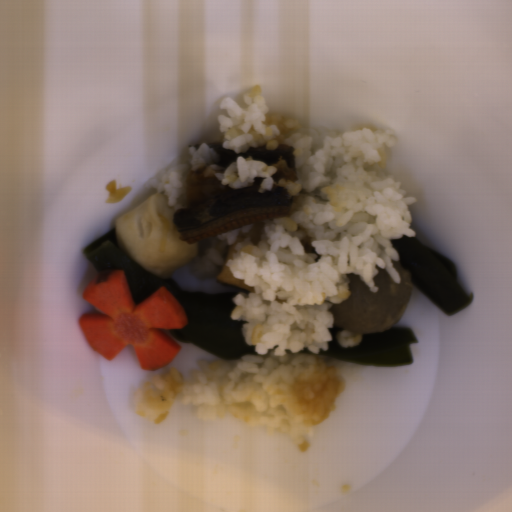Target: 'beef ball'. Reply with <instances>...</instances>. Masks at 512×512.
<instances>
[{"mask_svg": "<svg viewBox=\"0 0 512 512\" xmlns=\"http://www.w3.org/2000/svg\"><path fill=\"white\" fill-rule=\"evenodd\" d=\"M392 266L400 276L396 283L387 269L375 266L373 279L377 292H372L360 276L345 274L349 280L350 295L328 309L334 319L333 326L360 335H371L395 327L402 319L411 299L412 281L408 270L397 260Z\"/></svg>", "mask_w": 512, "mask_h": 512, "instance_id": "c3f7d807", "label": "beef ball"}]
</instances>
